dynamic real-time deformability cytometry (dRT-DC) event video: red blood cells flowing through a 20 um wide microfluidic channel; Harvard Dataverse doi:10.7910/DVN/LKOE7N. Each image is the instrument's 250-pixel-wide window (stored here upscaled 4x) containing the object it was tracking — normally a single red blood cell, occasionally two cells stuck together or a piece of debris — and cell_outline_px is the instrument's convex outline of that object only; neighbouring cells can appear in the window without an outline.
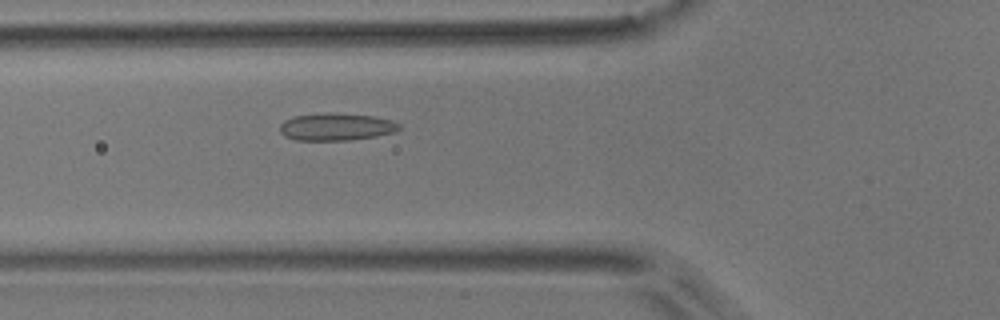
{"species": "common noctule bat (a hibernating species)", "species_latin": "Nyctalus noctula", "temperature_condition": "room temperature", "stored_images_in_passage": 34, "camera_frame_rate_fps": 3000, "um_per_image_px": 0.085, "animal": {"sex": "male", "body_mass_g": 17.9}, "frame": {"image": 1, "passage_image": 3, "time_ms": 0.667, "image_size_px": [1000, 320], "cell_outline_px": [[404, 128], [396, 132], [376, 136], [348, 140], [296, 140], [284, 136], [280, 132], [280, 124], [284, 120], [296, 116], [328, 112], [376, 116], [392, 120], [400, 124]], "centroid_in_image_um": [28.63, 10.77], "position_along_channel_um": 97.2, "area_um2": 19.25}}
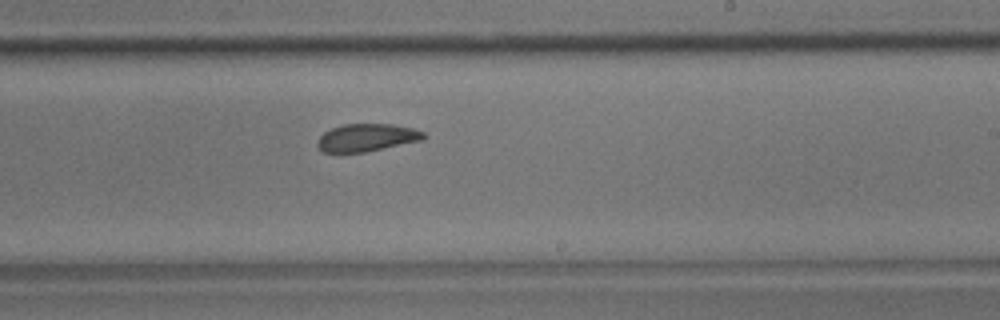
{"frame": {"image": 2, "passage_image": 16, "time_ms": 5.0, "image_size_px": [1000, 320], "cell_outline_px": [[428, 136], [420, 140], [364, 152], [324, 152], [316, 144], [316, 140], [324, 132], [332, 128], [344, 124], [392, 124], [412, 128], [424, 132]], "centroid_in_image_um": [31.15, 11.68], "position_along_channel_um": 257.8, "area_um2": 16.88}}
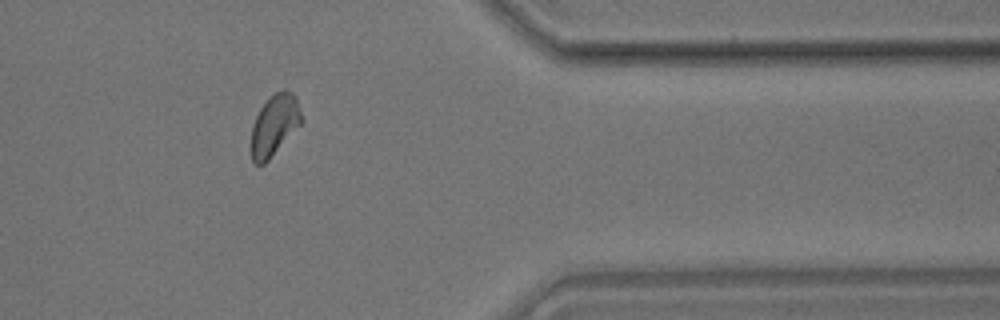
{"frame": {"image": 3, "passage_image": 28, "time_ms": 9.0, "image_size_px": [1000, 320], "cell_outline_px": [[304, 120], [268, 160], [264, 164], [256, 164], [252, 160], [252, 124], [260, 108], [276, 92], [284, 88], [292, 92], [296, 96]], "centroid_in_image_um": [23.35, 10.6], "position_along_channel_um": 388.0, "area_um2": 17.63}}